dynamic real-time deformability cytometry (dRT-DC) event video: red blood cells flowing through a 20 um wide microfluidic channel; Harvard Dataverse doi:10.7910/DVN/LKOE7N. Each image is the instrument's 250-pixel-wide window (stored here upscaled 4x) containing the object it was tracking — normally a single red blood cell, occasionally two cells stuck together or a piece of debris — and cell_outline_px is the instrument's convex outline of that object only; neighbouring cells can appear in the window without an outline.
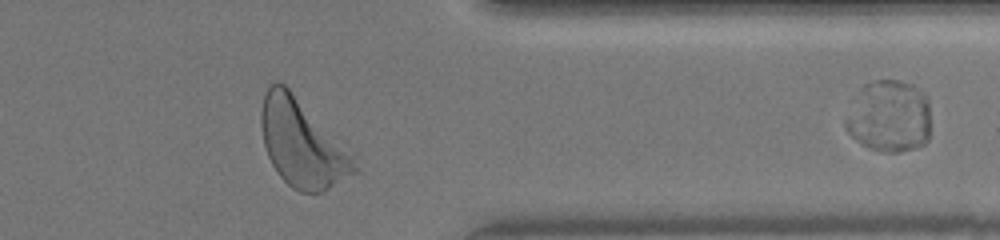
{"species": "human", "species_latin": "Homo sapiens", "temperature_condition": "warm", "stored_images_in_passage": 43, "segment_of_instrument_passage": [2, 2], "camera_frame_rate_fps": 3000, "um_per_image_px": 0.085, "donor": {"sex": "female"}, "frame": {"image": 1, "passage_image": 43, "time_ms": 12.333, "image_size_px": [1000, 240], "cell_outline_px": [[928, 140], [924, 144], [916, 148], [896, 152], [884, 152], [860, 144], [848, 132], [844, 124], [844, 120], [860, 88], [864, 84], [876, 80], [900, 80], [912, 84], [924, 92], [928, 100]], "centroid_in_image_um": [75.57, 9.88], "position_along_channel_um": 335.8, "area_um2": 35.72}}